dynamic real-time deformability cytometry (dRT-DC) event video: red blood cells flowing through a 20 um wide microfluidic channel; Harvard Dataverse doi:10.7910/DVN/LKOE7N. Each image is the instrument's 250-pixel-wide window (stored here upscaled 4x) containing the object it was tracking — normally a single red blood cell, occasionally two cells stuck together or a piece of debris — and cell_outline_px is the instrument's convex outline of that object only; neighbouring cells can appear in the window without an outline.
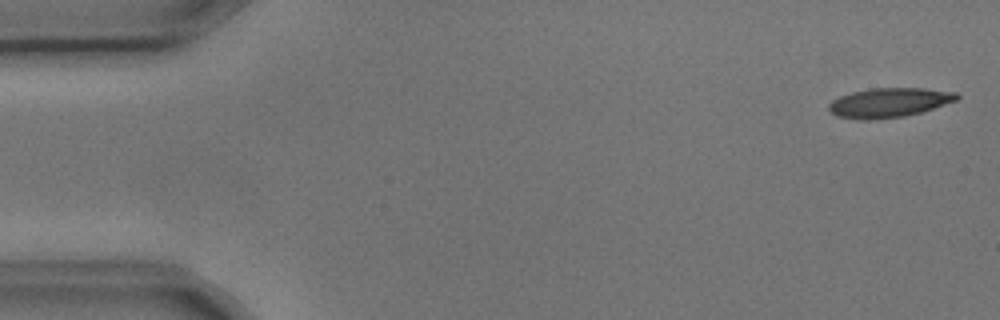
{"species": "common noctule bat (a hibernating species)", "species_latin": "Nyctalus noctula", "temperature_condition": "cold", "stored_images_in_passage": 8, "camera_frame_rate_fps": 3000, "um_per_image_px": 0.085, "animal": {"sex": "male", "body_mass_g": 17.9, "forearm_length_mm": 54.2}, "frame": {"image": 1, "passage_image": 1, "time_ms": 0.0, "image_size_px": [1000, 320], "cell_outline_px": [[960, 96], [956, 100], [920, 112], [904, 116], [868, 120], [860, 120], [836, 116], [828, 108], [828, 104], [832, 100], [840, 96], [852, 92], [872, 88], [924, 88], [956, 92]], "centroid_in_image_um": [75.54, 8.72], "position_along_channel_um": 9.5, "area_um2": 21.79}}
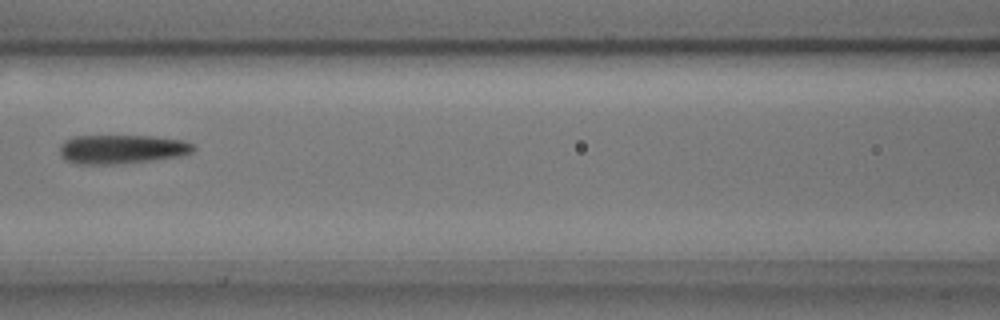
{"frame": {"image": 2, "passage_image": 7, "time_ms": 2.0, "image_size_px": [1000, 320], "cell_outline_px": [[196, 148], [192, 152], [184, 156], [152, 160], [112, 164], [76, 164], [64, 160], [60, 156], [60, 144], [64, 140], [72, 136], [152, 136], [184, 140], [192, 144]], "centroid_in_image_um": [10.34, 12.68], "position_along_channel_um": 156.3, "area_um2": 22.83}}
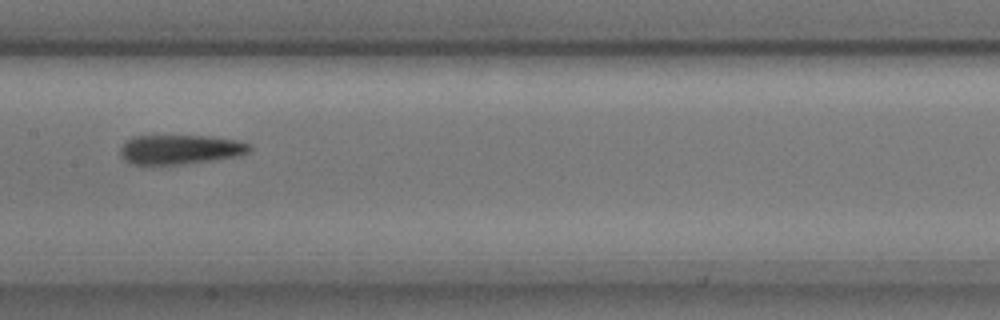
{"frame": {"image": 3, "passage_image": 8, "time_ms": 2.333, "image_size_px": [1000, 320], "cell_outline_px": [[252, 152], [240, 156], [216, 160], [180, 164], [132, 164], [124, 160], [120, 156], [120, 148], [132, 136], [212, 136], [240, 140], [252, 144]], "centroid_in_image_um": [15.41, 12.7], "position_along_channel_um": 192.0, "area_um2": 22.54}}